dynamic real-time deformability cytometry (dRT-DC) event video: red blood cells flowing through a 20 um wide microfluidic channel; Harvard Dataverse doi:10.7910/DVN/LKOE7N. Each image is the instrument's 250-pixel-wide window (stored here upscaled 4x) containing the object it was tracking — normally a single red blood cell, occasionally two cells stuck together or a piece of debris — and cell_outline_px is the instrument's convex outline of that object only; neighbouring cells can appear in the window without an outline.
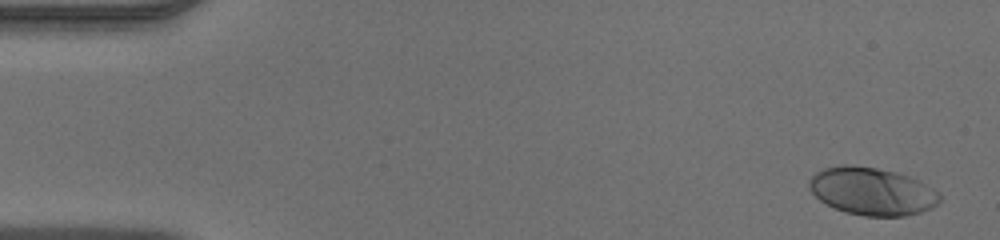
{"species": "human", "species_latin": "Homo sapiens", "temperature_condition": "warm", "stored_images_in_passage": 48, "camera_frame_rate_fps": 3000, "um_per_image_px": 0.085, "donor": {"sex": "male"}, "frame": {"image": 1, "passage_image": 2, "time_ms": 0.333, "image_size_px": [1000, 240], "cell_outline_px": [[940, 200], [932, 208], [920, 212], [904, 216], [864, 216], [844, 212], [820, 200], [812, 192], [808, 184], [808, 180], [816, 172], [824, 168], [844, 164], [876, 168], [896, 172], [920, 180], [940, 192]], "centroid_in_image_um": [74.14, 16.26], "position_along_channel_um": 10.9, "area_um2": 36.24}}
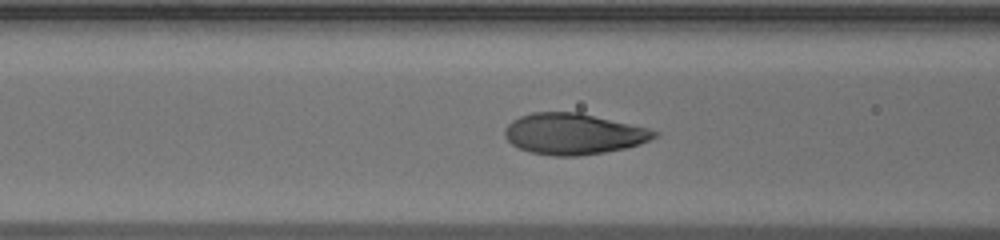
{"frame": {"image": 2, "passage_image": 19, "time_ms": 6.0, "image_size_px": [1000, 240], "cell_outline_px": [[660, 132], [656, 136], [640, 144], [624, 148], [604, 152], [576, 156], [552, 156], [532, 152], [520, 148], [512, 144], [504, 136], [504, 128], [512, 120], [520, 116], [532, 112], [580, 112], [648, 128]], "centroid_in_image_um": [48.72, 11.37], "position_along_channel_um": 117.9, "area_um2": 35.66}}
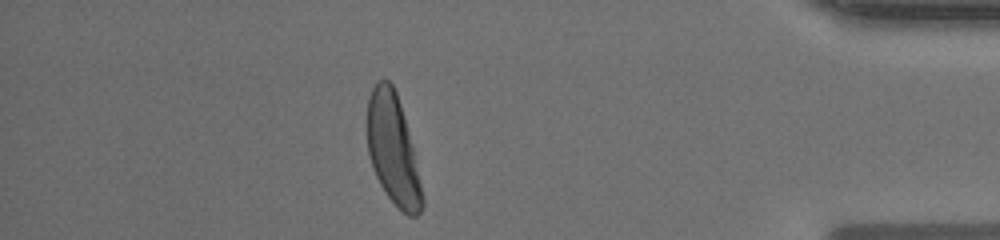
{"frame": {"image": 3, "passage_image": 42, "time_ms": 13.667, "image_size_px": [1000, 240], "cell_outline_px": [[424, 208], [416, 216], [408, 216], [388, 196], [380, 184], [376, 176], [368, 152], [368, 96], [372, 88], [380, 80], [388, 80], [392, 84], [396, 92], [404, 116], [412, 148], [424, 200]], "centroid_in_image_um": [33.4, 12.71], "position_along_channel_um": 401.8, "area_um2": 34.39}}